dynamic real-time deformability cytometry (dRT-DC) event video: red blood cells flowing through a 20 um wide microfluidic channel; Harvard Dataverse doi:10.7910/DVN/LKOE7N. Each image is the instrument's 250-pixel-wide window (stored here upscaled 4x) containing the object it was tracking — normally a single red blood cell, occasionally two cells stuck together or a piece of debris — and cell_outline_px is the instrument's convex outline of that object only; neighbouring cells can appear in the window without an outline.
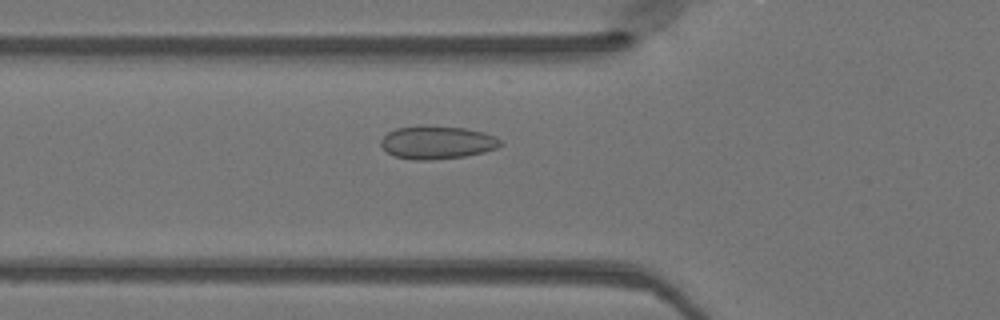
{"species": "Egyptian fruit bat (a non-hibernating species)", "species_latin": "Rousettus aegyptiacus", "temperature_condition": "warm", "stored_images_in_passage": 49, "camera_frame_rate_fps": 3000, "um_per_image_px": 0.085, "animal": {"sex": "female"}, "frame": {"image": 1, "passage_image": 17, "time_ms": 5.333, "image_size_px": [1000, 320], "cell_outline_px": [[504, 144], [496, 148], [484, 152], [464, 156], [432, 160], [416, 160], [392, 156], [380, 144], [380, 140], [388, 132], [396, 128], [464, 128], [484, 132], [496, 136]], "centroid_in_image_um": [37.18, 12.15], "position_along_channel_um": 88.6, "area_um2": 22.37}}
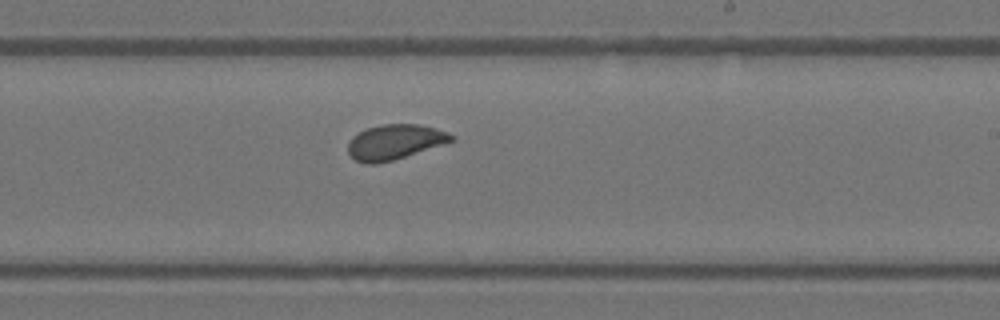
{"frame": {"image": 2, "passage_image": 29, "time_ms": 9.333, "image_size_px": [1000, 320], "cell_outline_px": [[456, 140], [392, 160], [376, 164], [368, 164], [356, 160], [348, 152], [348, 144], [352, 136], [368, 128], [380, 124], [420, 124], [436, 128], [448, 132], [456, 136]], "centroid_in_image_um": [33.58, 12.05], "position_along_channel_um": 255.4, "area_um2": 20.98}}
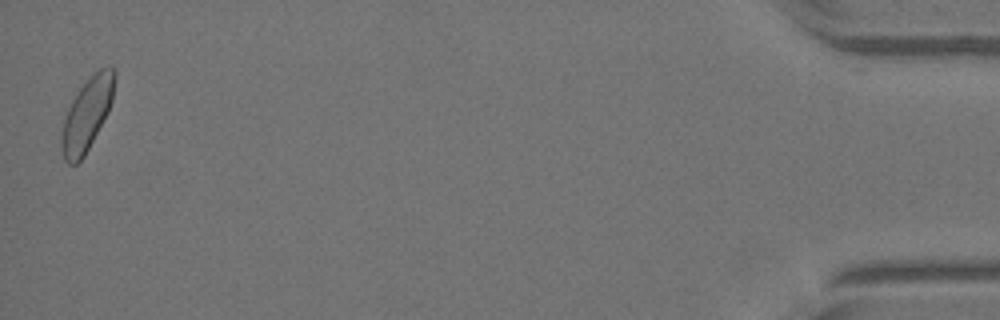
{"frame": {"image": 3, "passage_image": 48, "time_ms": 15.667, "image_size_px": [1000, 320], "cell_outline_px": [[116, 76], [112, 100], [108, 112], [84, 156], [76, 164], [68, 164], [64, 160], [60, 148], [60, 136], [64, 116], [72, 100], [88, 76], [100, 68], [112, 68], [116, 72]], "centroid_in_image_um": [7.36, 9.72], "position_along_channel_um": 427.8, "area_um2": 22.48}}